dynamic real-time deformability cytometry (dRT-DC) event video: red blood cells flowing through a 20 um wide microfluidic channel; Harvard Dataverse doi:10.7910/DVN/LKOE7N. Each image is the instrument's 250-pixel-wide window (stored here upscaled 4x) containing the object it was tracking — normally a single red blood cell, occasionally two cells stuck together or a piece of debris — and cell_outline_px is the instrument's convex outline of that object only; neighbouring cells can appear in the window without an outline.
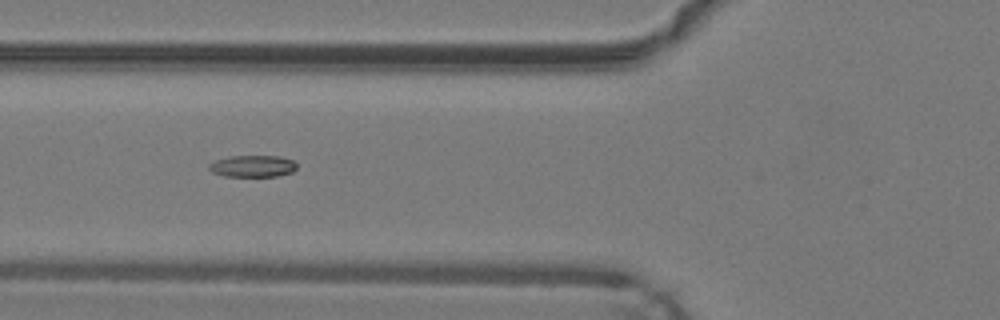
{"species": "common noctule bat (a hibernating species)", "species_latin": "Nyctalus noctula", "temperature_condition": "warm", "stored_images_in_passage": 37, "segment_of_instrument_passage": [1, 2], "camera_frame_rate_fps": 3000, "um_per_image_px": 0.085, "animal": {"sex": "male", "body_mass_g": 19.2, "forearm_length_mm": 51.8}, "frame": {"image": 1, "passage_image": 6, "time_ms": 1.667, "image_size_px": [1000, 320], "cell_outline_px": [[296, 168], [292, 172], [276, 176], [224, 176], [212, 172], [208, 168], [208, 164], [216, 160], [228, 156], [280, 156], [292, 160], [296, 164]], "centroid_in_image_um": [21.45, 14.12], "position_along_channel_um": 104.3, "area_um2": 11.1}}
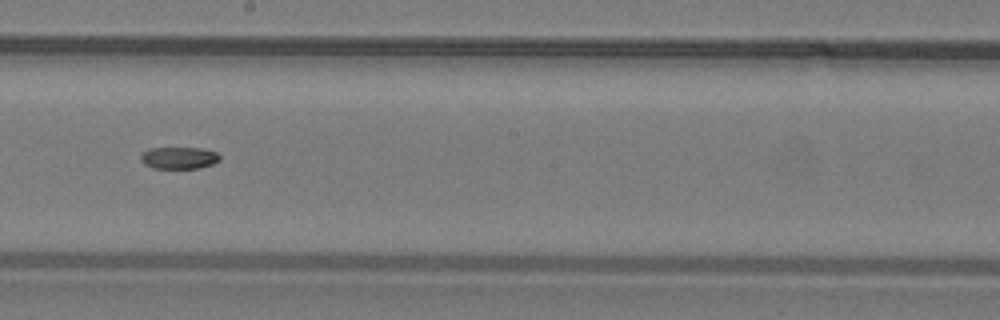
{"frame": {"image": 2, "passage_image": 15, "time_ms": 4.667, "image_size_px": [1000, 320], "cell_outline_px": [[220, 160], [212, 164], [200, 168], [152, 168], [144, 164], [140, 160], [140, 156], [148, 148], [200, 148], [216, 152], [220, 156]], "centroid_in_image_um": [15.2, 13.42], "position_along_channel_um": 233.0, "area_um2": 10.12}}
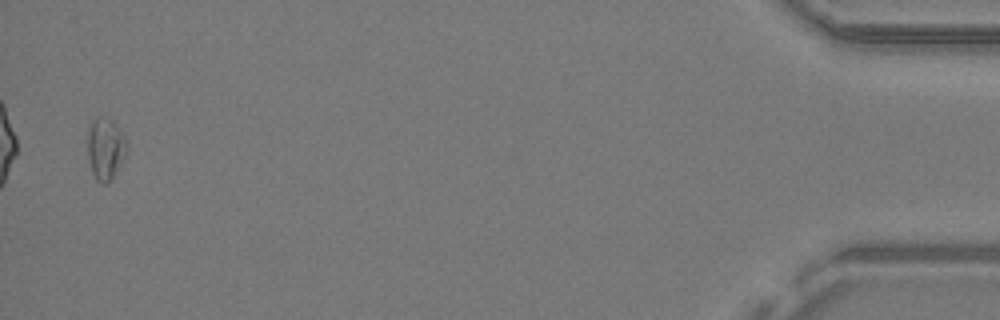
{"frame": {"image": 3, "passage_image": 35, "time_ms": 11.333, "image_size_px": [1000, 320], "cell_outline_px": [[128, 148], [112, 180], [104, 184], [96, 180], [92, 172], [88, 156], [88, 128], [96, 120], [112, 120], [124, 136], [128, 144]], "centroid_in_image_um": [8.98, 12.71], "position_along_channel_um": 426.2, "area_um2": 13.64}}